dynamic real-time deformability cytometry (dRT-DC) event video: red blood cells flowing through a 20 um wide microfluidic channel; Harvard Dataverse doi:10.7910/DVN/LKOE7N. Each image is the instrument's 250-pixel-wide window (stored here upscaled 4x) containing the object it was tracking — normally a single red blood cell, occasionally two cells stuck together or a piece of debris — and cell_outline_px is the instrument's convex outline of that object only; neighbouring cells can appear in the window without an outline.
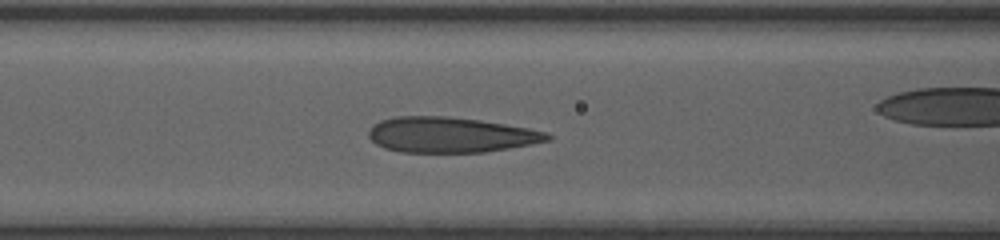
{"species": "human", "species_latin": "Homo sapiens", "temperature_condition": "room temperature", "stored_images_in_passage": 21, "camera_frame_rate_fps": 3000, "um_per_image_px": 0.085, "donor": {"sex": "female"}, "frame": {"image": 1, "passage_image": 17, "time_ms": 5.0, "image_size_px": [1000, 240], "cell_outline_px": [[552, 140], [532, 144], [484, 152], [400, 152], [384, 148], [376, 144], [368, 136], [368, 132], [372, 124], [380, 120], [396, 116], [448, 116], [480, 120], [528, 128], [544, 132], [552, 136]], "centroid_in_image_um": [38.26, 11.46], "position_along_channel_um": 128.3, "area_um2": 36.93}}
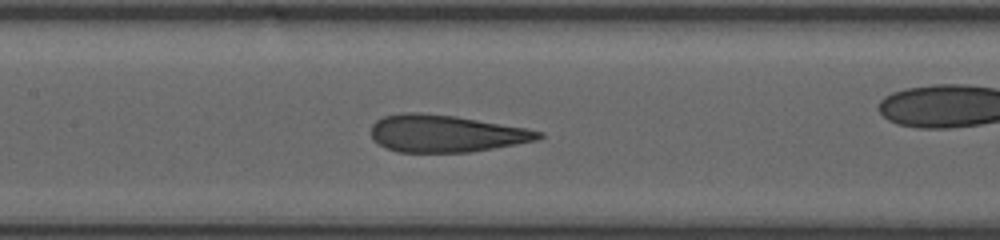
{"frame": {"image": 2, "passage_image": 20, "time_ms": 6.0, "image_size_px": [1000, 240], "cell_outline_px": [[544, 136], [536, 140], [516, 144], [468, 152], [396, 152], [372, 140], [372, 124], [376, 120], [384, 116], [400, 112], [420, 112], [456, 116], [528, 128], [544, 132]], "centroid_in_image_um": [37.89, 11.33], "position_along_channel_um": 169.5, "area_um2": 36.36}}